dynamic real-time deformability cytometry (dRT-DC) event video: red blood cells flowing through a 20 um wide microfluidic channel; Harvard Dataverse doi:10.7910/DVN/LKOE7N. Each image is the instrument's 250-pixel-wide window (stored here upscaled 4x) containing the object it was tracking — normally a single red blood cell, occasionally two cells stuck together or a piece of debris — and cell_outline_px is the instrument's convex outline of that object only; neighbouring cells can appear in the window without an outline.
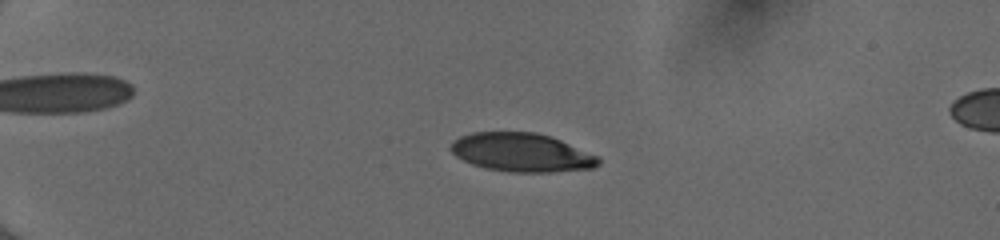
{"species": "human", "species_latin": "Homo sapiens", "temperature_condition": "cold", "stored_images_in_passage": 54, "camera_frame_rate_fps": 3000, "um_per_image_px": 0.085, "donor": {"sex": "female"}, "frame": {"image": 1, "passage_image": 15, "time_ms": 4.667, "image_size_px": [1000, 240], "cell_outline_px": [[600, 164], [592, 168], [552, 172], [508, 172], [484, 168], [472, 164], [456, 156], [448, 148], [452, 140], [460, 136], [472, 132], [536, 132], [552, 136], [600, 156]], "centroid_in_image_um": [44.34, 12.95], "position_along_channel_um": 40.7, "area_um2": 33.64}}
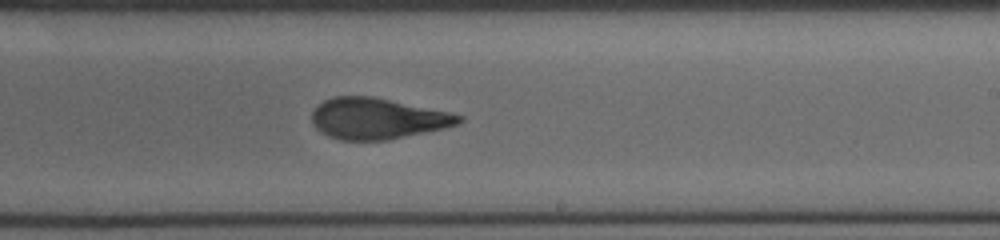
{"frame": {"image": 2, "passage_image": 36, "time_ms": 11.667, "image_size_px": [1000, 240], "cell_outline_px": [[464, 120], [460, 124], [444, 128], [388, 140], [340, 140], [328, 136], [320, 132], [312, 124], [312, 112], [324, 100], [332, 96], [372, 96], [448, 112], [464, 116]], "centroid_in_image_um": [32.07, 10.08], "position_along_channel_um": 256.9, "area_um2": 35.08}}
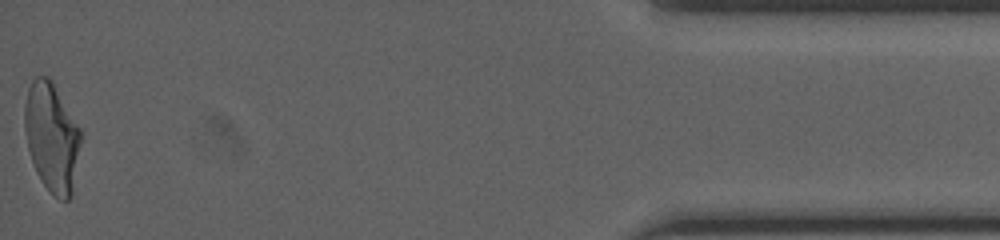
{"frame": {"image": 3, "passage_image": 54, "time_ms": 17.667, "image_size_px": [1000, 240], "cell_outline_px": [[80, 144], [72, 196], [68, 200], [60, 200], [44, 184], [36, 172], [28, 148], [24, 128], [24, 108], [28, 88], [32, 80], [36, 76], [48, 76], [52, 80], [80, 128]], "centroid_in_image_um": [4.39, 11.63], "position_along_channel_um": 430.8, "area_um2": 35.43}, "authors_computed_cell_mechanics": {"area_um2": 35.0557, "velocity_mm_per_s": 4.0568, "shape_relaxation_time_tau1_ms": 7.3187, "shape_relaxation_time_tau2_ms": 1.3212, "deformation_change_tau1": 0.2412, "deformation_change_tau2": 0.0857}}